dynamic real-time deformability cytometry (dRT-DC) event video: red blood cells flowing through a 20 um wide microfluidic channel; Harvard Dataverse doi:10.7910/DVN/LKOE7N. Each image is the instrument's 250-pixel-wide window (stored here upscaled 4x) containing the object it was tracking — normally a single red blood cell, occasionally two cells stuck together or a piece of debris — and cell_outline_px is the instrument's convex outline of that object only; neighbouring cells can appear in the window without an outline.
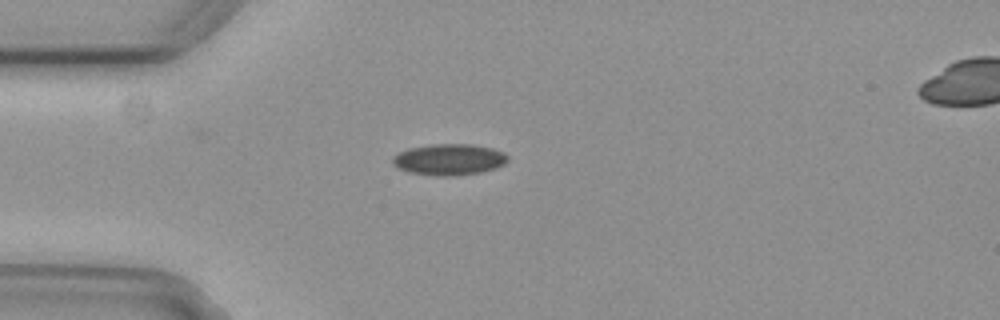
{"species": "common noctule bat (a hibernating species)", "species_latin": "Nyctalus noctula", "temperature_condition": "cold", "stored_images_in_passage": 2, "segment_of_instrument_passage": [1, 2], "camera_frame_rate_fps": 3000, "um_per_image_px": 0.085, "animal": {"sex": "female", "body_mass_g": 29.2, "forearm_length_mm": 56.3}, "frame": {"image": 1, "passage_image": 1, "time_ms": 0.0, "image_size_px": [1000, 320], "cell_outline_px": [[508, 160], [504, 164], [496, 168], [480, 172], [448, 176], [436, 176], [408, 172], [396, 168], [392, 164], [392, 156], [408, 148], [432, 144], [468, 144], [492, 148], [504, 152], [508, 156]], "centroid_in_image_um": [38.14, 13.56], "position_along_channel_um": 46.9, "area_um2": 21.04}}